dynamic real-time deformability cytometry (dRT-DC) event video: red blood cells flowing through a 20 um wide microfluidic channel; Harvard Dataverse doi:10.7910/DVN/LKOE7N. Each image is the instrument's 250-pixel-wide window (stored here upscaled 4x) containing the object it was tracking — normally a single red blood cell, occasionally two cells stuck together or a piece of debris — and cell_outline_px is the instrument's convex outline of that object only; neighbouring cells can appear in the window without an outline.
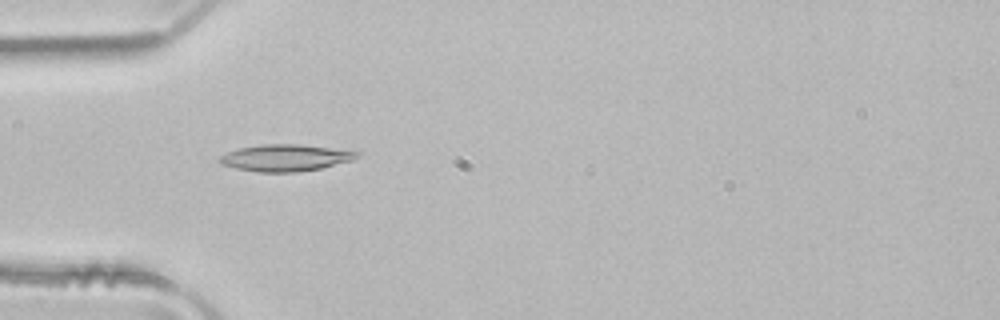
{"species": "common noctule bat (a hibernating species)", "species_latin": "Nyctalus noctula", "temperature_condition": "room temperature", "stored_images_in_passage": 36, "camera_frame_rate_fps": 3000, "um_per_image_px": 0.085, "animal": {"sex": "male", "body_mass_g": 21.5, "forearm_length_mm": 52.0}, "frame": {"image": 1, "passage_image": 1, "time_ms": 0.0, "image_size_px": [1000, 320], "cell_outline_px": [[360, 156], [352, 160], [320, 168], [296, 172], [260, 172], [236, 168], [220, 164], [216, 160], [220, 156], [228, 152], [240, 148], [260, 144], [300, 144], [360, 152]], "centroid_in_image_um": [24.23, 13.41], "position_along_channel_um": 60.8, "area_um2": 21.27}}
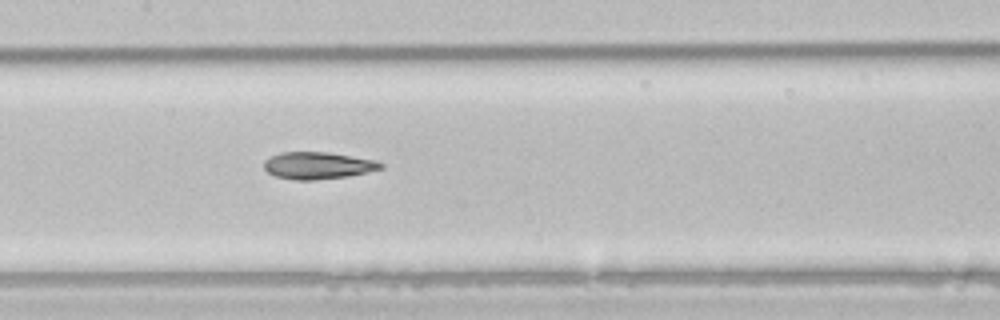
{"frame": {"image": 2, "passage_image": 10, "time_ms": 3.0, "image_size_px": [1000, 320], "cell_outline_px": [[384, 168], [348, 176], [312, 180], [296, 180], [276, 176], [268, 172], [264, 168], [264, 160], [280, 152], [328, 152], [376, 160], [384, 164]], "centroid_in_image_um": [27.03, 14.06], "position_along_channel_um": 180.4, "area_um2": 18.32}}
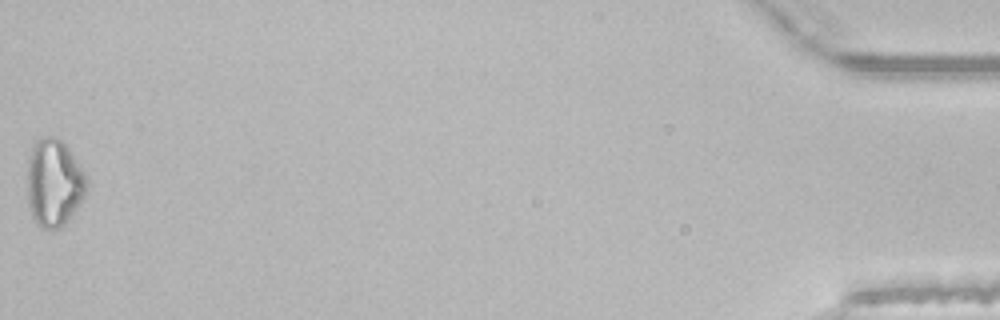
{"frame": {"image": 3, "passage_image": 36, "time_ms": 11.667, "image_size_px": [1000, 320], "cell_outline_px": [[88, 184], [84, 196], [80, 204], [64, 224], [56, 228], [44, 228], [32, 216], [28, 204], [28, 168], [32, 148], [44, 136], [52, 136], [60, 140], [68, 148], [80, 168]], "centroid_in_image_um": [4.59, 15.56], "position_along_channel_um": 430.6, "area_um2": 29.25}, "authors_computed_cell_mechanics": {"area_um2": 19.0162, "velocity_mm_per_s": 4.0477, "shape_relaxation_time_tau1_ms": 4.2213, "shape_relaxation_time_tau2_ms": 6.3602, "deformation_change_tau1": 0.1248, "deformation_change_tau2": 0.178}}